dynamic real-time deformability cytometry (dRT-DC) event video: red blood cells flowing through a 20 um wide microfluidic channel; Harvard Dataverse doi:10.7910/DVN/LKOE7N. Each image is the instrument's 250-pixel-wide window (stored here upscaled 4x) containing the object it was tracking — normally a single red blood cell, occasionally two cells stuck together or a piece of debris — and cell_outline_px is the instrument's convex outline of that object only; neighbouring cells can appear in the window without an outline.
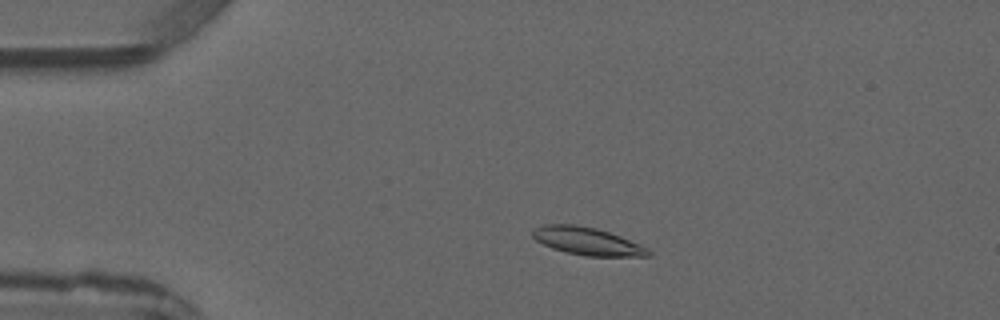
{"species": "common noctule bat (a hibernating species)", "species_latin": "Nyctalus noctula", "temperature_condition": "warm", "stored_images_in_passage": 2, "camera_frame_rate_fps": 3000, "um_per_image_px": 0.085, "animal": {"sex": "male", "forearm_length_mm": 52.5}, "frame": {"image": 1, "passage_image": 1, "time_ms": 0.0, "image_size_px": [1000, 320], "cell_outline_px": [[652, 256], [588, 256], [568, 252], [552, 248], [536, 240], [532, 236], [532, 228], [544, 224], [572, 224], [596, 228], [620, 236], [640, 244], [648, 248], [652, 252]], "centroid_in_image_um": [49.92, 20.49], "position_along_channel_um": 35.1, "area_um2": 18.61}}